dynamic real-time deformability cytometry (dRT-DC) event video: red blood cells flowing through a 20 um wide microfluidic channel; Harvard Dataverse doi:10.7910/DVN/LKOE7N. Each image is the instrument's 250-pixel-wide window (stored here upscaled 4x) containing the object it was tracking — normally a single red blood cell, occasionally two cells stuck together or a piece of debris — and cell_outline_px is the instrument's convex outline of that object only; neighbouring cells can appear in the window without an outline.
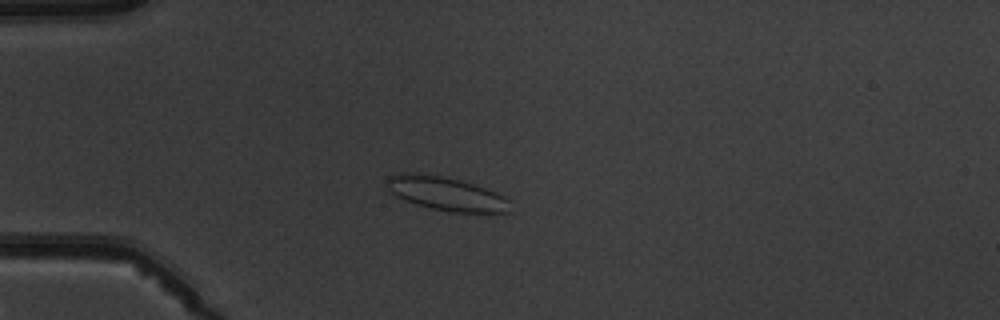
{"species": "common noctule bat (a hibernating species)", "species_latin": "Nyctalus noctula", "temperature_condition": "warm", "stored_images_in_passage": 5, "camera_frame_rate_fps": 3000, "um_per_image_px": 0.085, "animal": {"sex": "male", "body_mass_g": 19.5, "forearm_length_mm": 54.6}, "frame": {"image": 1, "passage_image": 3, "time_ms": 2.333, "image_size_px": [1000, 320], "cell_outline_px": [[512, 212], [448, 212], [416, 204], [396, 196], [388, 192], [384, 188], [388, 176], [400, 172], [416, 172], [440, 176], [460, 180], [476, 184], [496, 192], [504, 196], [508, 200]], "centroid_in_image_um": [37.87, 16.44], "position_along_channel_um": 47.1, "area_um2": 24.51}}
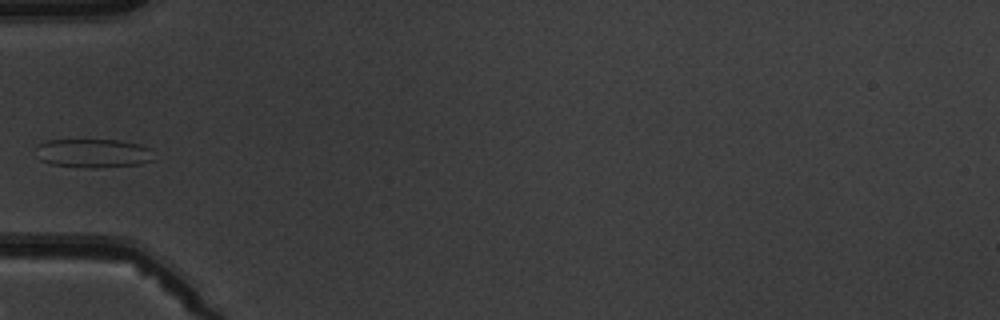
{"frame": {"image": 2, "passage_image": 4, "time_ms": 3.667, "image_size_px": [1000, 320], "cell_outline_px": [[156, 160], [140, 164], [96, 168], [92, 168], [52, 164], [40, 160], [36, 156], [36, 144], [48, 140], [120, 140], [140, 144], [148, 148]], "centroid_in_image_um": [7.91, 13.02], "position_along_channel_um": 77.1, "area_um2": 19.94}}